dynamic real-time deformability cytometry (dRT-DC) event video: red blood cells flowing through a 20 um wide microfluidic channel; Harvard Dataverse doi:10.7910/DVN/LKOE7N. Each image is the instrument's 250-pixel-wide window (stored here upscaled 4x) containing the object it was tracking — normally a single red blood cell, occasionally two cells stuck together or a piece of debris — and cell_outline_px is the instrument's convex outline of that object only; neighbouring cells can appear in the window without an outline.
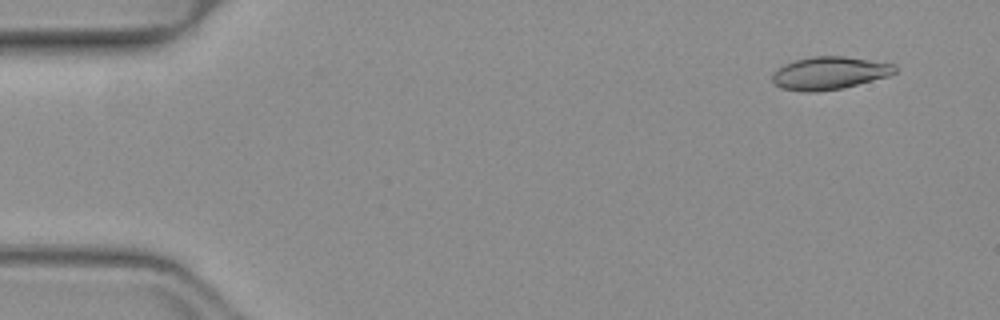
{"species": "common noctule bat (a hibernating species)", "species_latin": "Nyctalus noctula", "temperature_condition": "warm", "stored_images_in_passage": 9, "camera_frame_rate_fps": 3000, "um_per_image_px": 0.085, "animal": {"sex": "female", "body_mass_g": 19.3, "forearm_length_mm": 54.1}, "frame": {"image": 1, "passage_image": 4, "time_ms": 1.0, "image_size_px": [1000, 320], "cell_outline_px": [[896, 72], [888, 76], [844, 88], [816, 92], [804, 92], [780, 88], [772, 80], [772, 72], [784, 64], [796, 60], [812, 56], [844, 56], [896, 64]], "centroid_in_image_um": [70.49, 6.22], "position_along_channel_um": 14.5, "area_um2": 23.52}}